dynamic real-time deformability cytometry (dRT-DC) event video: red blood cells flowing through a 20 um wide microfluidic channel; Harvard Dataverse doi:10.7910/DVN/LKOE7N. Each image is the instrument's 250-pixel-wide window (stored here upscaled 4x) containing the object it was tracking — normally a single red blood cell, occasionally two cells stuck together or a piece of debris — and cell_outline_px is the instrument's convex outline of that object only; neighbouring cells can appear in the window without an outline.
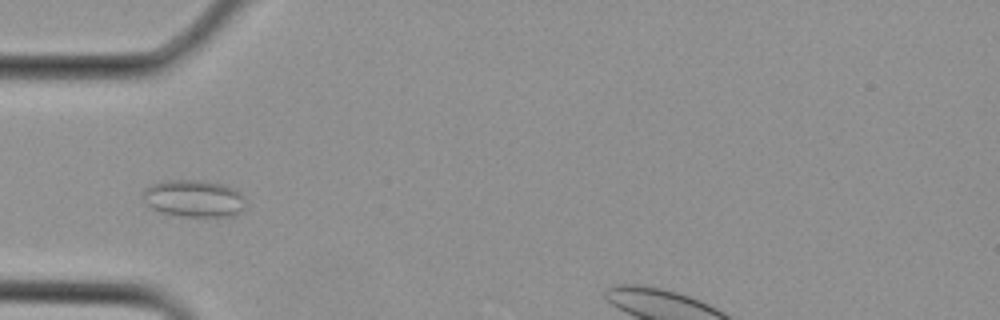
{"species": "Egyptian fruit bat (a non-hibernating species)", "species_latin": "Rousettus aegyptiacus", "temperature_condition": "cold", "stored_images_in_passage": 4, "camera_frame_rate_fps": 3000, "um_per_image_px": 0.085, "animal": {"sex": "female"}, "frame": {"image": 1, "passage_image": 3, "time_ms": 0.667, "image_size_px": [1000, 320], "cell_outline_px": [[244, 208], [240, 212], [228, 216], [180, 216], [160, 212], [152, 208], [144, 200], [144, 192], [152, 184], [164, 180], [204, 180], [224, 184], [240, 192], [244, 196]], "centroid_in_image_um": [16.5, 16.86], "position_along_channel_um": 68.5, "area_um2": 22.08}}